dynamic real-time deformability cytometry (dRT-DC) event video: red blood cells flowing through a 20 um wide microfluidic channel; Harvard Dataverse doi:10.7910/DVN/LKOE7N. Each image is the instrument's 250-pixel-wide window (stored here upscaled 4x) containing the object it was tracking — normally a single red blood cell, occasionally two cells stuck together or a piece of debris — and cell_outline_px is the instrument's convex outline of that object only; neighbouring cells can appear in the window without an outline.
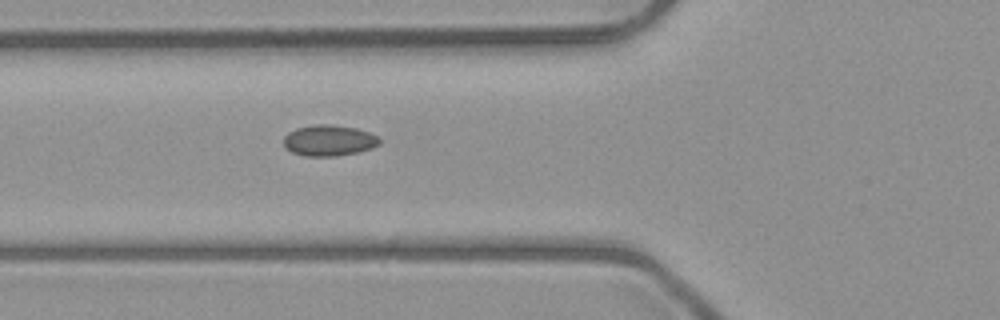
{"species": "common noctule bat (a hibernating species)", "species_latin": "Nyctalus noctula", "temperature_condition": "room temperature", "stored_images_in_passage": 7, "camera_frame_rate_fps": 3000, "um_per_image_px": 0.085, "animal": {"sex": "male", "body_mass_g": 23.1, "forearm_length_mm": 52.7}, "frame": {"image": 1, "passage_image": 7, "time_ms": 7.667, "image_size_px": [1000, 320], "cell_outline_px": [[380, 144], [372, 148], [356, 152], [336, 156], [304, 156], [292, 152], [284, 148], [284, 136], [288, 132], [296, 128], [316, 124], [332, 124], [356, 128], [368, 132], [376, 136], [380, 140]], "centroid_in_image_um": [27.93, 11.93], "position_along_channel_um": 97.9, "area_um2": 17.34}}